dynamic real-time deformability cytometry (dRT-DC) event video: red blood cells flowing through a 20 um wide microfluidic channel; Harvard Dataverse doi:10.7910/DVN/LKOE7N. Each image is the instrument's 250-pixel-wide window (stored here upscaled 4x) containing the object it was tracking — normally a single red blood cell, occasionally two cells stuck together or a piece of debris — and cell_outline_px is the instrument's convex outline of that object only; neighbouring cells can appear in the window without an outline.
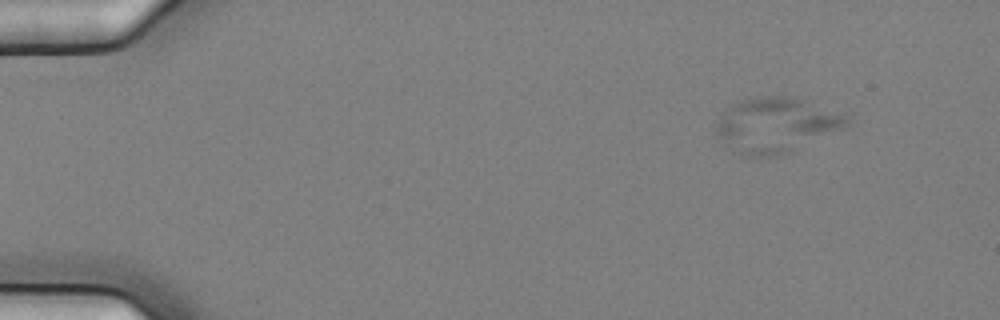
{"species": "common noctule bat (a hibernating species)", "species_latin": "Nyctalus noctula", "temperature_condition": "cold", "stored_images_in_passage": 5, "camera_frame_rate_fps": 3000, "um_per_image_px": 0.085, "animal": {"sex": "female", "body_mass_g": 25.1}, "frame": {"image": 1, "passage_image": 2, "time_ms": 0.333, "image_size_px": [1000, 320], "cell_outline_px": [[852, 124], [792, 152], [776, 156], [748, 156], [740, 152], [716, 136], [716, 124], [728, 108], [732, 104], [748, 96], [792, 96], [848, 112]], "centroid_in_image_um": [66.09, 10.58], "position_along_channel_um": 18.9, "area_um2": 42.37}}